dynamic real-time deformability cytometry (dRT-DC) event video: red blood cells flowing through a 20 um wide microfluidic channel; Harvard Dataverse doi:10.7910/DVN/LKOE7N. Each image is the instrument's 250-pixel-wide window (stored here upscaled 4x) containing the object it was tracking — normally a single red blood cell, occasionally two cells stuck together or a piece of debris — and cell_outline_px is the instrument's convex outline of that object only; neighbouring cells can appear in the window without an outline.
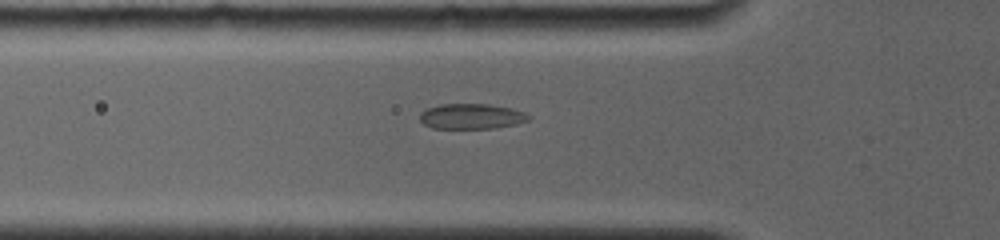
{"species": "common noctule bat (a hibernating species)", "species_latin": "Nyctalus noctula", "temperature_condition": "room temperature", "stored_images_in_passage": 23, "camera_frame_rate_fps": 4000, "um_per_image_px": 0.085, "animal": {"sex": "female", "body_mass_g": 19.0, "forearm_length_mm": 56.7}, "frame": {"image": 1, "passage_image": 6, "time_ms": 2.5, "image_size_px": [1000, 240], "cell_outline_px": [[528, 120], [516, 124], [496, 128], [432, 128], [424, 124], [420, 120], [420, 112], [428, 108], [440, 104], [488, 104], [508, 108], [524, 112], [528, 116]], "centroid_in_image_um": [40.03, 9.89], "position_along_channel_um": 85.8, "area_um2": 15.84}}
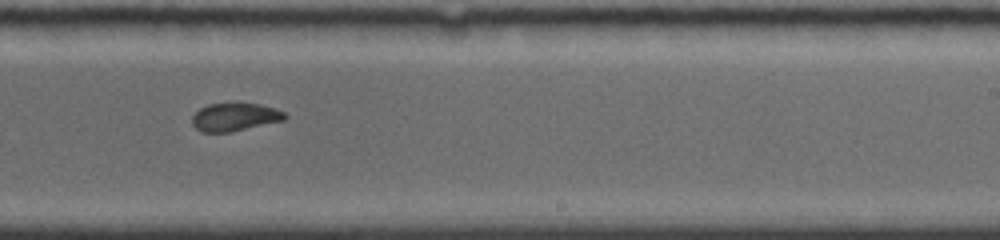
{"frame": {"image": 2, "passage_image": 15, "time_ms": 7.25, "image_size_px": [1000, 240], "cell_outline_px": [[288, 116], [284, 120], [232, 132], [200, 132], [192, 124], [192, 116], [200, 108], [208, 104], [260, 104], [276, 108], [284, 112]], "centroid_in_image_um": [19.96, 9.96], "position_along_channel_um": 269.0, "area_um2": 15.09}}
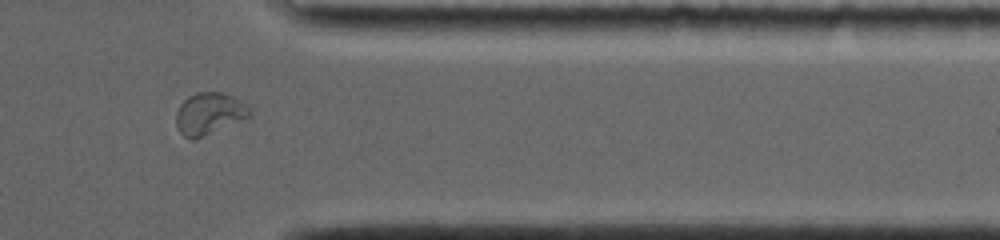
{"frame": {"image": 3, "passage_image": 21, "time_ms": 10.5, "image_size_px": [1000, 240], "cell_outline_px": [[252, 116], [192, 140], [184, 136], [180, 132], [176, 124], [176, 112], [180, 104], [188, 96], [196, 92], [224, 92], [232, 96], [244, 104], [252, 112]], "centroid_in_image_um": [17.76, 9.64], "position_along_channel_um": 393.6, "area_um2": 17.74}}